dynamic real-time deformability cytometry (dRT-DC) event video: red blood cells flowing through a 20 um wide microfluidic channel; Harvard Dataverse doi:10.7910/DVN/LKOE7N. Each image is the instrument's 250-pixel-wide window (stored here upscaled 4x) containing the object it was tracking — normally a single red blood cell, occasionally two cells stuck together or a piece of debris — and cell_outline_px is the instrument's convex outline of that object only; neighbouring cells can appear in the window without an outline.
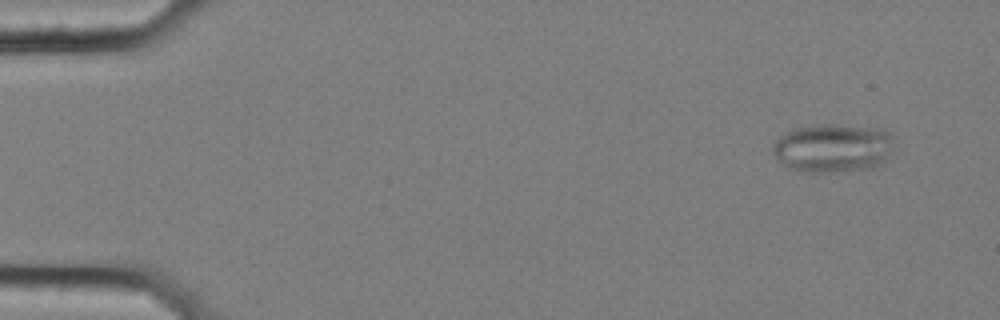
{"species": "common noctule bat (a hibernating species)", "species_latin": "Nyctalus noctula", "temperature_condition": "cold", "stored_images_in_passage": 57, "segment_of_instrument_passage": [1, 2], "camera_frame_rate_fps": 3000, "um_per_image_px": 0.085, "animal": {"sex": "female", "body_mass_g": 25.1}, "frame": {"image": 1, "passage_image": 4, "time_ms": 1.0, "image_size_px": [1000, 320], "cell_outline_px": [[896, 136], [884, 160], [876, 168], [836, 172], [800, 172], [788, 168], [772, 152], [772, 148], [776, 140], [780, 136], [796, 128], [820, 124], [836, 124], [880, 128]], "centroid_in_image_um": [70.81, 12.58], "position_along_channel_um": 14.2, "area_um2": 34.51}}